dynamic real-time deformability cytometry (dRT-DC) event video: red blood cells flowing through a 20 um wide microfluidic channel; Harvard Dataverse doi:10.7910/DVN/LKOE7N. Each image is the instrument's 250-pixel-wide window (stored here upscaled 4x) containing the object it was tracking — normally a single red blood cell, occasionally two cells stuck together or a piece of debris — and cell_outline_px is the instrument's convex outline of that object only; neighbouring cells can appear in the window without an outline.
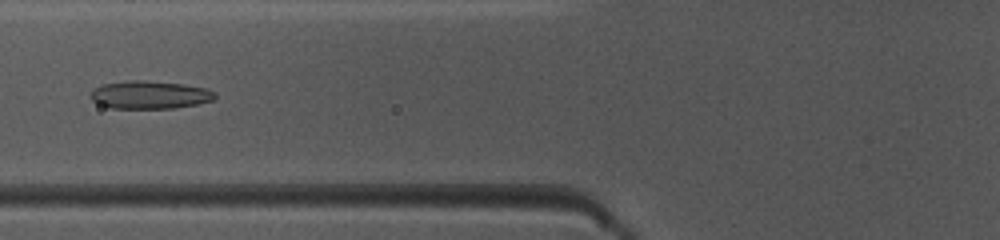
{"species": "common noctule bat (a hibernating species)", "species_latin": "Nyctalus noctula", "temperature_condition": "warm", "stored_images_in_passage": 50, "camera_frame_rate_fps": 3000, "um_per_image_px": 0.085, "animal": {"sex": "female", "body_mass_g": 10.0, "forearm_length_mm": 53.1}, "frame": {"image": 1, "passage_image": 20, "time_ms": 6.333, "image_size_px": [1000, 240], "cell_outline_px": [[216, 96], [212, 100], [196, 104], [172, 108], [112, 108], [96, 104], [92, 100], [92, 92], [96, 88], [104, 84], [128, 80], [144, 80], [184, 84], [208, 88], [216, 92]], "centroid_in_image_um": [12.76, 8.05], "position_along_channel_um": 113.0, "area_um2": 20.17}}
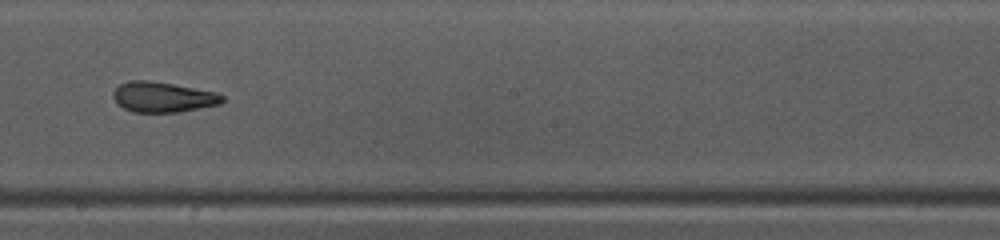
{"frame": {"image": 2, "passage_image": 29, "time_ms": 9.333, "image_size_px": [1000, 240], "cell_outline_px": [[224, 100], [220, 104], [176, 112], [132, 112], [116, 104], [112, 96], [112, 92], [120, 84], [128, 80], [148, 80], [172, 84], [216, 92], [224, 96]], "centroid_in_image_um": [13.8, 8.25], "position_along_channel_um": 234.4, "area_um2": 19.25}}
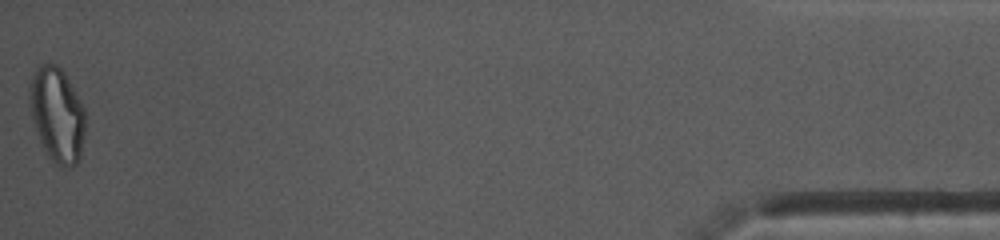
{"frame": {"image": 3, "passage_image": 50, "time_ms": 16.333, "image_size_px": [1000, 240], "cell_outline_px": [[84, 136], [80, 160], [72, 168], [64, 168], [56, 164], [44, 152], [28, 104], [28, 88], [36, 68], [40, 64], [56, 64], [64, 72], [80, 100], [84, 108]], "centroid_in_image_um": [4.84, 9.78], "position_along_channel_um": 430.4, "area_um2": 30.87}, "authors_computed_cell_mechanics": {"area_um2": 21.4727, "velocity_mm_per_s": 4.0264, "shape_relaxation_time_tau1_ms": 7.9088, "shape_relaxation_time_tau2_ms": 2.1259, "deformation_change_tau1": 0.2257, "deformation_change_tau2": 0.1103}}